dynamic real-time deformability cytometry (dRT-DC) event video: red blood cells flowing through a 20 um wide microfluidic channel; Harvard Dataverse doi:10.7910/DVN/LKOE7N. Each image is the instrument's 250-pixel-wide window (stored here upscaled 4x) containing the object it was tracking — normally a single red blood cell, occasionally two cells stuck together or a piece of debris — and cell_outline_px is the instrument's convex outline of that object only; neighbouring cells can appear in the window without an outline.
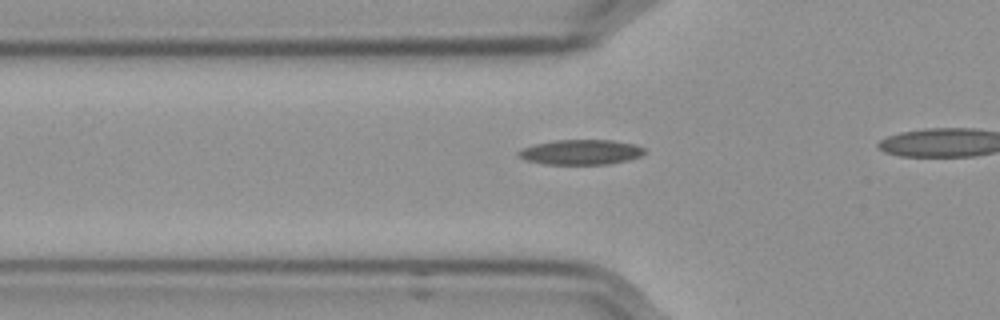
{"species": "Egyptian fruit bat (a non-hibernating species)", "species_latin": "Rousettus aegyptiacus", "temperature_condition": "cold", "stored_images_in_passage": 15, "camera_frame_rate_fps": 3000, "um_per_image_px": 0.085, "frame": {"image": 1, "passage_image": 9, "time_ms": 2.667, "image_size_px": [1000, 320], "cell_outline_px": [[648, 152], [640, 156], [628, 160], [608, 164], [544, 164], [524, 160], [516, 156], [516, 152], [520, 148], [536, 144], [556, 140], [612, 140], [636, 144], [644, 148]], "centroid_in_image_um": [49.36, 12.93], "position_along_channel_um": 76.4, "area_um2": 18.61}}
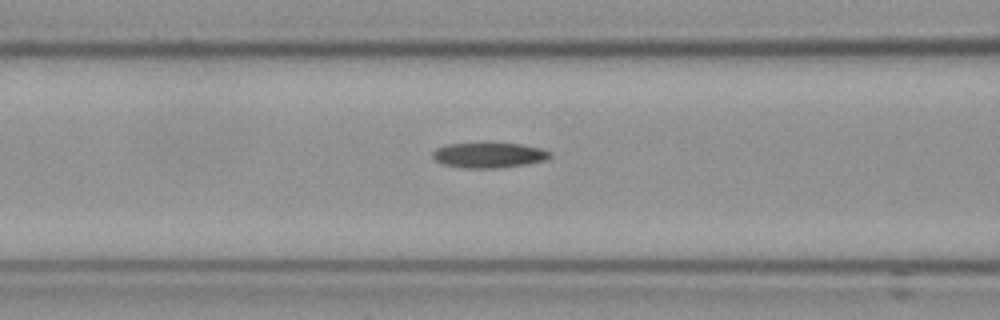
{"frame": {"image": 2, "passage_image": 13, "time_ms": 4.0, "image_size_px": [1000, 320], "cell_outline_px": [[552, 156], [548, 160], [528, 164], [500, 168], [464, 168], [444, 164], [436, 160], [432, 156], [432, 152], [436, 148], [448, 144], [484, 140], [520, 144], [540, 148], [552, 152]], "centroid_in_image_um": [41.58, 13.14], "position_along_channel_um": 125.0, "area_um2": 18.21}}